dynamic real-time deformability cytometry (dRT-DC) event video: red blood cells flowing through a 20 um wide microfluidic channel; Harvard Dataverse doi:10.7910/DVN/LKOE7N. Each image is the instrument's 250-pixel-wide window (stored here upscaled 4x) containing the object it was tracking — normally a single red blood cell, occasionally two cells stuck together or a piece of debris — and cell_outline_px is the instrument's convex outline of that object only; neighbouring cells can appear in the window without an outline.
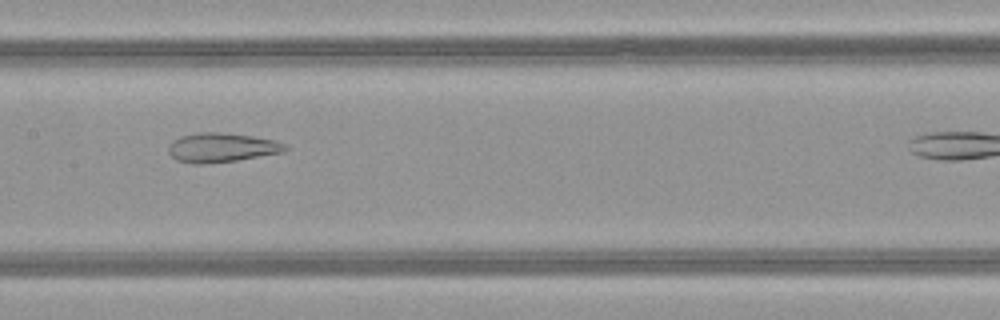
{"species": "common noctule bat (a hibernating species)", "species_latin": "Nyctalus noctula", "temperature_condition": "warm", "stored_images_in_passage": 34, "camera_frame_rate_fps": 3000, "um_per_image_px": 0.085, "animal": {"sex": "female", "body_mass_g": 21.9}, "frame": {"image": 1, "passage_image": 18, "time_ms": 5.667, "image_size_px": [1000, 320], "cell_outline_px": [[288, 148], [284, 152], [236, 160], [200, 164], [192, 164], [176, 160], [168, 152], [168, 144], [172, 140], [180, 136], [200, 132], [220, 132], [252, 136], [276, 140], [284, 144]], "centroid_in_image_um": [18.8, 12.54], "position_along_channel_um": 188.6, "area_um2": 19.94}}
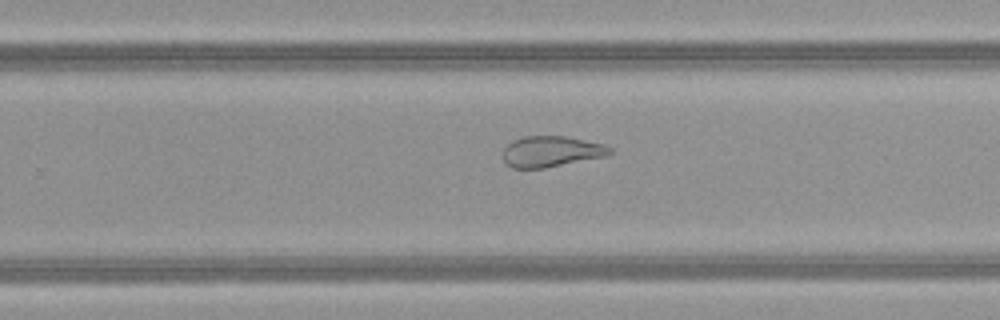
{"frame": {"image": 2, "passage_image": 25, "time_ms": 8.0, "image_size_px": [1000, 320], "cell_outline_px": [[612, 152], [608, 156], [544, 168], [512, 168], [504, 160], [504, 148], [512, 140], [524, 136], [564, 136], [604, 144], [612, 148]], "centroid_in_image_um": [46.88, 12.87], "position_along_channel_um": 282.9, "area_um2": 19.19}}
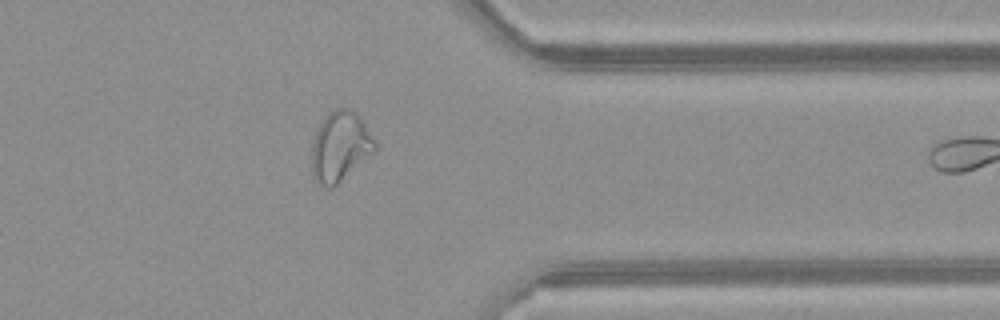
{"frame": {"image": 3, "passage_image": 33, "time_ms": 10.667, "image_size_px": [1000, 320], "cell_outline_px": [[376, 152], [332, 188], [328, 188], [320, 184], [312, 176], [312, 144], [316, 128], [324, 116], [336, 108], [348, 108], [356, 112], [360, 116], [376, 140]], "centroid_in_image_um": [28.93, 12.44], "position_along_channel_um": 382.5, "area_um2": 26.13}}